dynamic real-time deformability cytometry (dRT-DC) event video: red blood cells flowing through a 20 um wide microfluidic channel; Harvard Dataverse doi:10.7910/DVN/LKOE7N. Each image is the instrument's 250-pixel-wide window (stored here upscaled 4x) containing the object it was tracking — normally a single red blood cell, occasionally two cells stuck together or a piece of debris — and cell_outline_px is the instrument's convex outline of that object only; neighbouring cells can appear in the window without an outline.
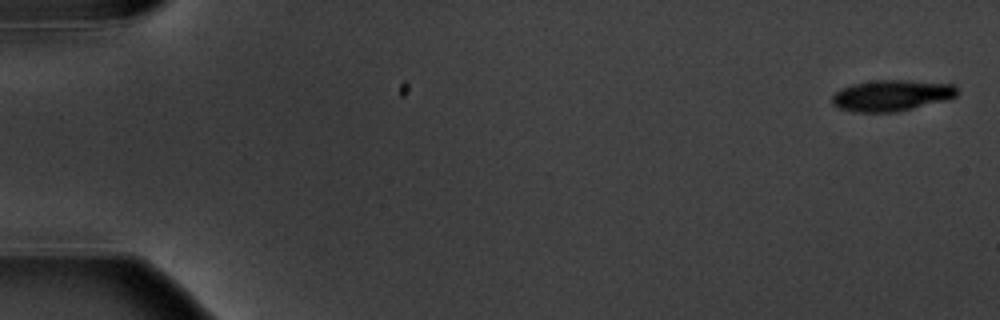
{"species": "common noctule bat (a hibernating species)", "species_latin": "Nyctalus noctula", "temperature_condition": "warm", "stored_images_in_passage": 5, "camera_frame_rate_fps": 3000, "um_per_image_px": 0.085, "animal": {"sex": "male", "body_mass_g": 20.1, "forearm_length_mm": 53.5}, "frame": {"image": 1, "passage_image": 1, "time_ms": 0.0, "image_size_px": [1000, 320], "cell_outline_px": [[960, 92], [956, 96], [948, 100], [896, 112], [852, 112], [840, 108], [832, 104], [832, 96], [840, 88], [852, 84], [876, 80], [908, 80], [956, 84]], "centroid_in_image_um": [75.83, 8.11], "position_along_channel_um": 9.2, "area_um2": 23.0}}
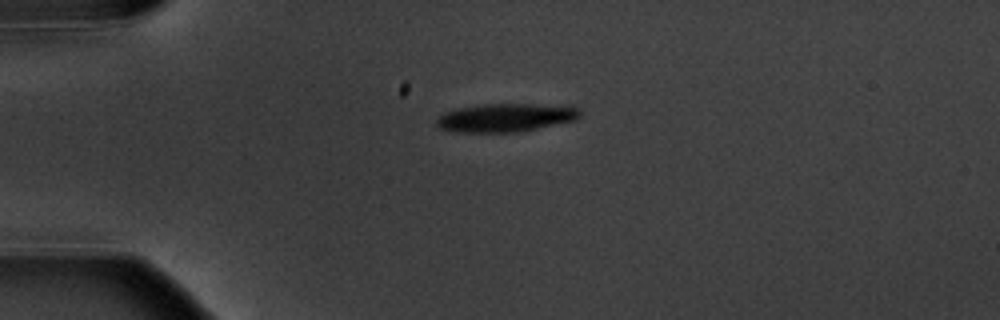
{"frame": {"image": 2, "passage_image": 4, "time_ms": 4.333, "image_size_px": [1000, 320], "cell_outline_px": [[580, 116], [576, 120], [520, 132], [456, 132], [440, 128], [436, 124], [436, 116], [444, 112], [456, 108], [484, 104], [528, 104], [580, 108]], "centroid_in_image_um": [42.91, 10.01], "position_along_channel_um": 42.1, "area_um2": 23.64}}